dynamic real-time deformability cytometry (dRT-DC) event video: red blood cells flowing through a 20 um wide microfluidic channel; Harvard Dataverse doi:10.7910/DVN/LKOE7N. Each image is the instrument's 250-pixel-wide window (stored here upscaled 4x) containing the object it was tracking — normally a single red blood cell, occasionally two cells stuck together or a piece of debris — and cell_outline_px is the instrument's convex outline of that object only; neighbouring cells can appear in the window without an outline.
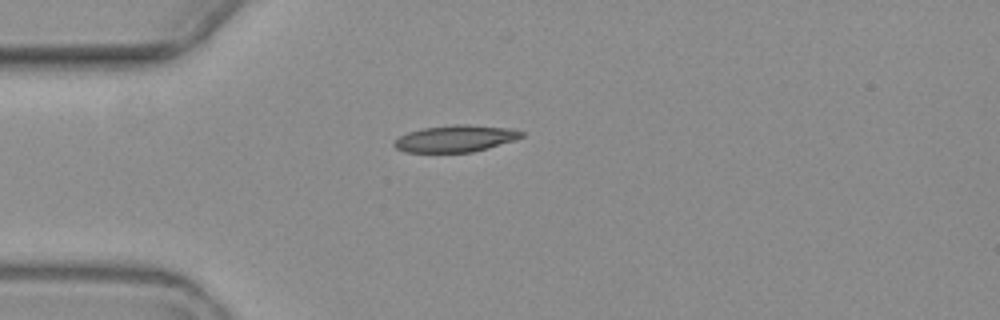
{"species": "common noctule bat (a hibernating species)", "species_latin": "Nyctalus noctula", "temperature_condition": "warm", "stored_images_in_passage": 2, "camera_frame_rate_fps": 3000, "um_per_image_px": 0.085, "animal": {"sex": "female", "body_mass_g": 19.3, "forearm_length_mm": 54.1}, "frame": {"image": 1, "passage_image": 1, "time_ms": 0.0, "image_size_px": [1000, 320], "cell_outline_px": [[524, 136], [488, 148], [472, 152], [404, 152], [396, 148], [392, 144], [400, 136], [408, 132], [420, 128], [452, 124], [468, 124], [508, 128], [524, 132]], "centroid_in_image_um": [38.68, 11.77], "position_along_channel_um": 46.3, "area_um2": 19.83}}